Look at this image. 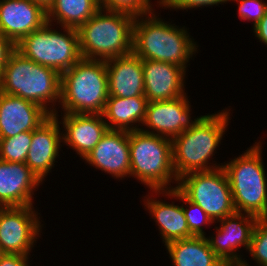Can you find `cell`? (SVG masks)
Listing matches in <instances>:
<instances>
[{"mask_svg": "<svg viewBox=\"0 0 267 266\" xmlns=\"http://www.w3.org/2000/svg\"><path fill=\"white\" fill-rule=\"evenodd\" d=\"M177 189L189 201L199 205L214 223L236 212L223 166L185 174L179 178Z\"/></svg>", "mask_w": 267, "mask_h": 266, "instance_id": "9c48e42d", "label": "cell"}, {"mask_svg": "<svg viewBox=\"0 0 267 266\" xmlns=\"http://www.w3.org/2000/svg\"><path fill=\"white\" fill-rule=\"evenodd\" d=\"M230 113L226 108L221 112L203 115L191 129L185 130L172 140L173 168L178 179L191 172L208 171L223 166V163H211V160L228 128Z\"/></svg>", "mask_w": 267, "mask_h": 266, "instance_id": "7a4b0ae2", "label": "cell"}, {"mask_svg": "<svg viewBox=\"0 0 267 266\" xmlns=\"http://www.w3.org/2000/svg\"><path fill=\"white\" fill-rule=\"evenodd\" d=\"M51 114L32 101L0 92V138L32 132Z\"/></svg>", "mask_w": 267, "mask_h": 266, "instance_id": "e0dca14e", "label": "cell"}, {"mask_svg": "<svg viewBox=\"0 0 267 266\" xmlns=\"http://www.w3.org/2000/svg\"><path fill=\"white\" fill-rule=\"evenodd\" d=\"M15 49V45L0 32V73Z\"/></svg>", "mask_w": 267, "mask_h": 266, "instance_id": "1f68e13d", "label": "cell"}, {"mask_svg": "<svg viewBox=\"0 0 267 266\" xmlns=\"http://www.w3.org/2000/svg\"><path fill=\"white\" fill-rule=\"evenodd\" d=\"M42 181L25 163L0 160V207L30 206Z\"/></svg>", "mask_w": 267, "mask_h": 266, "instance_id": "ac0fdd59", "label": "cell"}, {"mask_svg": "<svg viewBox=\"0 0 267 266\" xmlns=\"http://www.w3.org/2000/svg\"><path fill=\"white\" fill-rule=\"evenodd\" d=\"M254 36L259 42L264 43L267 47V11L263 18L253 28Z\"/></svg>", "mask_w": 267, "mask_h": 266, "instance_id": "d6a6232c", "label": "cell"}, {"mask_svg": "<svg viewBox=\"0 0 267 266\" xmlns=\"http://www.w3.org/2000/svg\"><path fill=\"white\" fill-rule=\"evenodd\" d=\"M47 22V10L31 0H0V32L15 46Z\"/></svg>", "mask_w": 267, "mask_h": 266, "instance_id": "5bb4252c", "label": "cell"}, {"mask_svg": "<svg viewBox=\"0 0 267 266\" xmlns=\"http://www.w3.org/2000/svg\"><path fill=\"white\" fill-rule=\"evenodd\" d=\"M147 103L146 97L108 96L102 113L104 121L110 130H140L146 117Z\"/></svg>", "mask_w": 267, "mask_h": 266, "instance_id": "7402d4cb", "label": "cell"}, {"mask_svg": "<svg viewBox=\"0 0 267 266\" xmlns=\"http://www.w3.org/2000/svg\"><path fill=\"white\" fill-rule=\"evenodd\" d=\"M229 0H158L157 4L158 7L160 8L164 7L163 9H172L177 11V10H186L188 11L189 9H197V8H202V7H209V6H218L219 4H224L228 3Z\"/></svg>", "mask_w": 267, "mask_h": 266, "instance_id": "f546056e", "label": "cell"}, {"mask_svg": "<svg viewBox=\"0 0 267 266\" xmlns=\"http://www.w3.org/2000/svg\"><path fill=\"white\" fill-rule=\"evenodd\" d=\"M187 94L172 100L152 101L146 106V117L141 130L173 140L191 129L203 117L191 119V105Z\"/></svg>", "mask_w": 267, "mask_h": 266, "instance_id": "7c38bea8", "label": "cell"}, {"mask_svg": "<svg viewBox=\"0 0 267 266\" xmlns=\"http://www.w3.org/2000/svg\"><path fill=\"white\" fill-rule=\"evenodd\" d=\"M257 141L223 167L228 176L236 212L267 218V174Z\"/></svg>", "mask_w": 267, "mask_h": 266, "instance_id": "8992f818", "label": "cell"}, {"mask_svg": "<svg viewBox=\"0 0 267 266\" xmlns=\"http://www.w3.org/2000/svg\"><path fill=\"white\" fill-rule=\"evenodd\" d=\"M135 17L100 8L77 29L81 57L106 61L131 53Z\"/></svg>", "mask_w": 267, "mask_h": 266, "instance_id": "277c9868", "label": "cell"}, {"mask_svg": "<svg viewBox=\"0 0 267 266\" xmlns=\"http://www.w3.org/2000/svg\"><path fill=\"white\" fill-rule=\"evenodd\" d=\"M162 196H168L166 198L176 199L177 201L181 200L191 235L195 237H206L203 226H211L214 222L199 205L189 201L177 188L162 190Z\"/></svg>", "mask_w": 267, "mask_h": 266, "instance_id": "d4e9b609", "label": "cell"}, {"mask_svg": "<svg viewBox=\"0 0 267 266\" xmlns=\"http://www.w3.org/2000/svg\"><path fill=\"white\" fill-rule=\"evenodd\" d=\"M172 266H226L210 248L206 237H191L165 245Z\"/></svg>", "mask_w": 267, "mask_h": 266, "instance_id": "603a6c76", "label": "cell"}, {"mask_svg": "<svg viewBox=\"0 0 267 266\" xmlns=\"http://www.w3.org/2000/svg\"><path fill=\"white\" fill-rule=\"evenodd\" d=\"M155 12L135 17L132 52L142 60L167 62L187 71V63L198 53L197 41L187 27L171 24Z\"/></svg>", "mask_w": 267, "mask_h": 266, "instance_id": "6da1fadb", "label": "cell"}, {"mask_svg": "<svg viewBox=\"0 0 267 266\" xmlns=\"http://www.w3.org/2000/svg\"><path fill=\"white\" fill-rule=\"evenodd\" d=\"M161 194L162 190H152V192L150 190L148 195L143 196L145 197L143 205L158 226L164 246L176 240L193 237L189 231L182 204L179 206L175 205L174 201H171L172 203L166 202L165 199L163 201L160 198Z\"/></svg>", "mask_w": 267, "mask_h": 266, "instance_id": "ffe728a7", "label": "cell"}, {"mask_svg": "<svg viewBox=\"0 0 267 266\" xmlns=\"http://www.w3.org/2000/svg\"><path fill=\"white\" fill-rule=\"evenodd\" d=\"M248 253L258 266H267V218L256 222Z\"/></svg>", "mask_w": 267, "mask_h": 266, "instance_id": "4316f807", "label": "cell"}, {"mask_svg": "<svg viewBox=\"0 0 267 266\" xmlns=\"http://www.w3.org/2000/svg\"><path fill=\"white\" fill-rule=\"evenodd\" d=\"M258 218L252 215L234 212L215 222L216 233L206 236L210 248L225 265L242 264L241 246L248 252L252 234Z\"/></svg>", "mask_w": 267, "mask_h": 266, "instance_id": "8fae6325", "label": "cell"}, {"mask_svg": "<svg viewBox=\"0 0 267 266\" xmlns=\"http://www.w3.org/2000/svg\"><path fill=\"white\" fill-rule=\"evenodd\" d=\"M152 0H99L102 9L123 11L134 16L155 11ZM153 6V7H152Z\"/></svg>", "mask_w": 267, "mask_h": 266, "instance_id": "83f0119b", "label": "cell"}, {"mask_svg": "<svg viewBox=\"0 0 267 266\" xmlns=\"http://www.w3.org/2000/svg\"><path fill=\"white\" fill-rule=\"evenodd\" d=\"M109 96L106 61L81 58L61 74L64 113L102 114Z\"/></svg>", "mask_w": 267, "mask_h": 266, "instance_id": "5b68a950", "label": "cell"}, {"mask_svg": "<svg viewBox=\"0 0 267 266\" xmlns=\"http://www.w3.org/2000/svg\"><path fill=\"white\" fill-rule=\"evenodd\" d=\"M31 1L41 5L45 10H47L54 2V0H31Z\"/></svg>", "mask_w": 267, "mask_h": 266, "instance_id": "836d02e7", "label": "cell"}, {"mask_svg": "<svg viewBox=\"0 0 267 266\" xmlns=\"http://www.w3.org/2000/svg\"><path fill=\"white\" fill-rule=\"evenodd\" d=\"M99 9V0H54L47 9V22L78 29Z\"/></svg>", "mask_w": 267, "mask_h": 266, "instance_id": "cb8c5ba5", "label": "cell"}, {"mask_svg": "<svg viewBox=\"0 0 267 266\" xmlns=\"http://www.w3.org/2000/svg\"><path fill=\"white\" fill-rule=\"evenodd\" d=\"M32 143V132L26 131L10 138H0V160L25 163Z\"/></svg>", "mask_w": 267, "mask_h": 266, "instance_id": "484cf974", "label": "cell"}, {"mask_svg": "<svg viewBox=\"0 0 267 266\" xmlns=\"http://www.w3.org/2000/svg\"><path fill=\"white\" fill-rule=\"evenodd\" d=\"M61 116L62 141L84 159L109 130L102 114L63 113Z\"/></svg>", "mask_w": 267, "mask_h": 266, "instance_id": "9a60e30c", "label": "cell"}, {"mask_svg": "<svg viewBox=\"0 0 267 266\" xmlns=\"http://www.w3.org/2000/svg\"><path fill=\"white\" fill-rule=\"evenodd\" d=\"M33 205L0 207V246L4 253L31 255L41 237V218Z\"/></svg>", "mask_w": 267, "mask_h": 266, "instance_id": "30bf717a", "label": "cell"}, {"mask_svg": "<svg viewBox=\"0 0 267 266\" xmlns=\"http://www.w3.org/2000/svg\"><path fill=\"white\" fill-rule=\"evenodd\" d=\"M144 96L148 102L172 100L186 95V70L175 64L142 60Z\"/></svg>", "mask_w": 267, "mask_h": 266, "instance_id": "d6986e66", "label": "cell"}, {"mask_svg": "<svg viewBox=\"0 0 267 266\" xmlns=\"http://www.w3.org/2000/svg\"><path fill=\"white\" fill-rule=\"evenodd\" d=\"M29 259V255L4 253L0 256V266H30Z\"/></svg>", "mask_w": 267, "mask_h": 266, "instance_id": "4dcf8cb0", "label": "cell"}, {"mask_svg": "<svg viewBox=\"0 0 267 266\" xmlns=\"http://www.w3.org/2000/svg\"><path fill=\"white\" fill-rule=\"evenodd\" d=\"M129 149L131 177L151 191L177 188L179 179L173 168L171 139L141 129L130 131Z\"/></svg>", "mask_w": 267, "mask_h": 266, "instance_id": "52a82bcc", "label": "cell"}, {"mask_svg": "<svg viewBox=\"0 0 267 266\" xmlns=\"http://www.w3.org/2000/svg\"><path fill=\"white\" fill-rule=\"evenodd\" d=\"M226 266H250V264L247 262V260L244 259L242 264L226 265Z\"/></svg>", "mask_w": 267, "mask_h": 266, "instance_id": "e575fe53", "label": "cell"}, {"mask_svg": "<svg viewBox=\"0 0 267 266\" xmlns=\"http://www.w3.org/2000/svg\"><path fill=\"white\" fill-rule=\"evenodd\" d=\"M0 92L37 103L54 115L60 104L61 74L25 58L15 49L0 73Z\"/></svg>", "mask_w": 267, "mask_h": 266, "instance_id": "3957f363", "label": "cell"}, {"mask_svg": "<svg viewBox=\"0 0 267 266\" xmlns=\"http://www.w3.org/2000/svg\"><path fill=\"white\" fill-rule=\"evenodd\" d=\"M3 254L4 252L2 251L1 246H0V256H2Z\"/></svg>", "mask_w": 267, "mask_h": 266, "instance_id": "d590c367", "label": "cell"}, {"mask_svg": "<svg viewBox=\"0 0 267 266\" xmlns=\"http://www.w3.org/2000/svg\"><path fill=\"white\" fill-rule=\"evenodd\" d=\"M83 160L119 181L131 177L129 132L109 129Z\"/></svg>", "mask_w": 267, "mask_h": 266, "instance_id": "4fadbf2b", "label": "cell"}, {"mask_svg": "<svg viewBox=\"0 0 267 266\" xmlns=\"http://www.w3.org/2000/svg\"><path fill=\"white\" fill-rule=\"evenodd\" d=\"M46 22L41 28L26 35L16 46L25 58L55 69L62 74L73 67L82 57L77 29L70 27L59 31Z\"/></svg>", "mask_w": 267, "mask_h": 266, "instance_id": "ba28073f", "label": "cell"}, {"mask_svg": "<svg viewBox=\"0 0 267 266\" xmlns=\"http://www.w3.org/2000/svg\"><path fill=\"white\" fill-rule=\"evenodd\" d=\"M59 120V117L51 115L32 131V143L25 164L42 182L55 167L54 163H57L60 149L64 146Z\"/></svg>", "mask_w": 267, "mask_h": 266, "instance_id": "2e32d148", "label": "cell"}, {"mask_svg": "<svg viewBox=\"0 0 267 266\" xmlns=\"http://www.w3.org/2000/svg\"><path fill=\"white\" fill-rule=\"evenodd\" d=\"M109 96L145 97L142 59L133 52L106 60Z\"/></svg>", "mask_w": 267, "mask_h": 266, "instance_id": "44dd1931", "label": "cell"}, {"mask_svg": "<svg viewBox=\"0 0 267 266\" xmlns=\"http://www.w3.org/2000/svg\"><path fill=\"white\" fill-rule=\"evenodd\" d=\"M238 3V15L241 20L249 21L255 25L263 18L267 11V1L264 0H229Z\"/></svg>", "mask_w": 267, "mask_h": 266, "instance_id": "f1b7e54d", "label": "cell"}]
</instances>
